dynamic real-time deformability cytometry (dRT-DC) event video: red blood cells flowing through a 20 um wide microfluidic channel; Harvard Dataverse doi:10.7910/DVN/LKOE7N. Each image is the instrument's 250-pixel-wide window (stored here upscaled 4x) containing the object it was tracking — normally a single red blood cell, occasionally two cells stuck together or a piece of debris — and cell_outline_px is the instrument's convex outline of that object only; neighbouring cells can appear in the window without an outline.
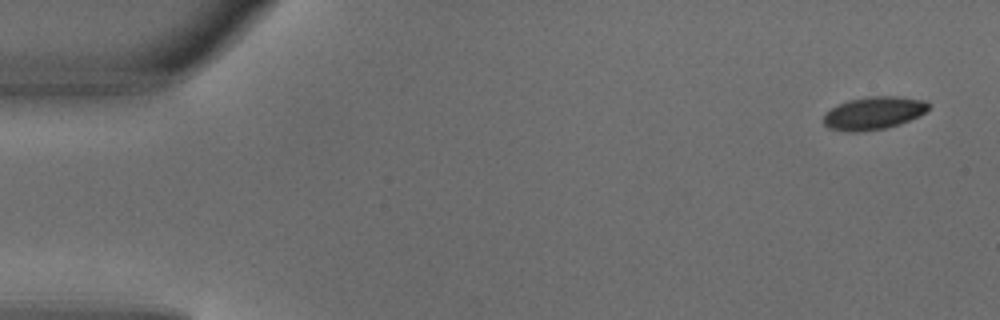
{"species": "common noctule bat (a hibernating species)", "species_latin": "Nyctalus noctula", "temperature_condition": "warm", "stored_images_in_passage": 4, "camera_frame_rate_fps": 3000, "um_per_image_px": 0.085, "animal": {"sex": "male", "body_mass_g": 18.8}, "frame": {"image": 1, "passage_image": 1, "time_ms": 0.0, "image_size_px": [1000, 320], "cell_outline_px": [[928, 108], [920, 116], [900, 124], [884, 128], [860, 132], [848, 132], [828, 128], [824, 124], [824, 112], [848, 100], [868, 96], [900, 96], [928, 100]], "centroid_in_image_um": [74.27, 9.61], "position_along_channel_um": 10.7, "area_um2": 20.23}}
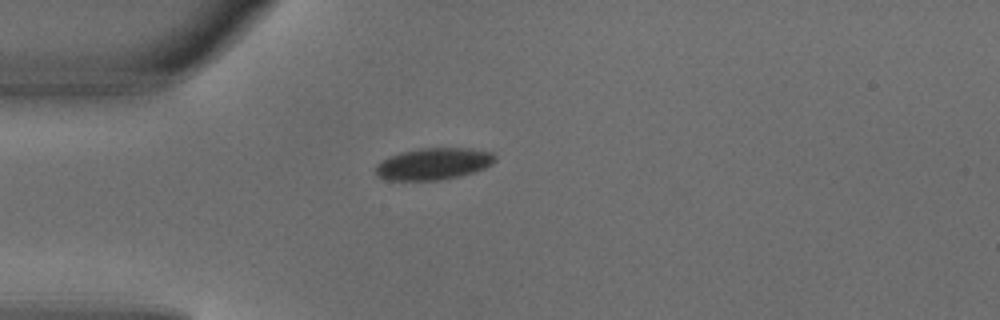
{"frame": {"image": 2, "passage_image": 4, "time_ms": 1.0, "image_size_px": [1000, 320], "cell_outline_px": [[496, 160], [492, 164], [484, 168], [460, 176], [440, 180], [388, 180], [376, 176], [376, 164], [388, 156], [400, 152], [420, 148], [472, 148], [492, 152], [496, 156]], "centroid_in_image_um": [36.84, 13.92], "position_along_channel_um": 48.2, "area_um2": 22.25}}